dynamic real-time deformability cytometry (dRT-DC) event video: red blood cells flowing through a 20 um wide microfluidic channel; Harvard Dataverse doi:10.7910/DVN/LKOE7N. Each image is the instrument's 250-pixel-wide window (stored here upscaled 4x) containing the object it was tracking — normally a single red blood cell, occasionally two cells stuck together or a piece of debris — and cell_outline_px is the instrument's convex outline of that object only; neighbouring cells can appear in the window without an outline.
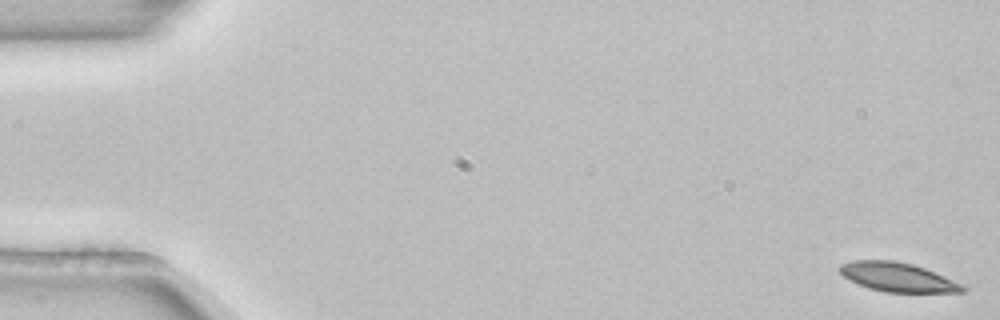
{"species": "common noctule bat (a hibernating species)", "species_latin": "Nyctalus noctula", "temperature_condition": "room temperature", "stored_images_in_passage": 54, "camera_frame_rate_fps": 3000, "um_per_image_px": 0.085, "animal": {"sex": "female", "body_mass_g": 22.7, "forearm_length_mm": 54.2}, "frame": {"image": 1, "passage_image": 1, "time_ms": 0.0, "image_size_px": [1000, 320], "cell_outline_px": [[968, 288], [964, 292], [884, 292], [868, 288], [848, 280], [836, 268], [840, 264], [852, 260], [892, 260], [912, 264], [924, 268], [964, 284]], "centroid_in_image_um": [76.28, 23.56], "position_along_channel_um": 8.7, "area_um2": 20.98}}
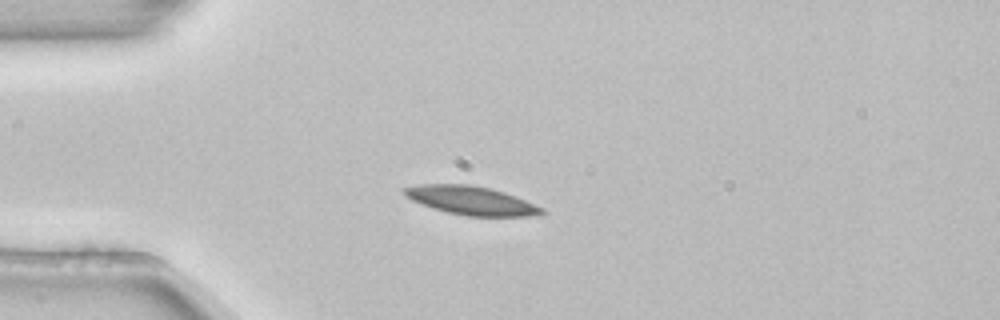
{"frame": {"image": 2, "passage_image": 14, "time_ms": 4.333, "image_size_px": [1000, 320], "cell_outline_px": [[548, 212], [532, 216], [464, 216], [432, 208], [412, 200], [404, 196], [404, 188], [420, 184], [468, 184], [488, 188], [504, 192], [516, 196], [544, 208]], "centroid_in_image_um": [40.08, 17.05], "position_along_channel_um": 44.9, "area_um2": 22.89}}
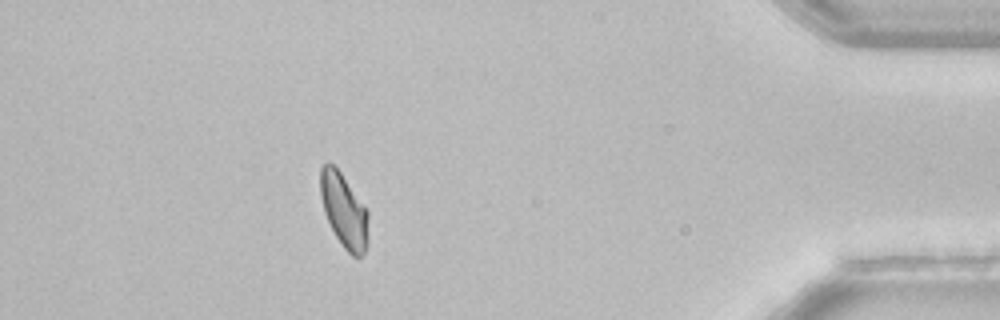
{"frame": {"image": 3, "passage_image": 48, "time_ms": 15.667, "image_size_px": [1000, 320], "cell_outline_px": [[368, 244], [364, 252], [360, 256], [352, 256], [344, 248], [336, 236], [324, 212], [320, 192], [320, 168], [328, 160], [340, 172], [368, 212]], "centroid_in_image_um": [29.23, 17.9], "position_along_channel_um": 406.0, "area_um2": 20.4}}